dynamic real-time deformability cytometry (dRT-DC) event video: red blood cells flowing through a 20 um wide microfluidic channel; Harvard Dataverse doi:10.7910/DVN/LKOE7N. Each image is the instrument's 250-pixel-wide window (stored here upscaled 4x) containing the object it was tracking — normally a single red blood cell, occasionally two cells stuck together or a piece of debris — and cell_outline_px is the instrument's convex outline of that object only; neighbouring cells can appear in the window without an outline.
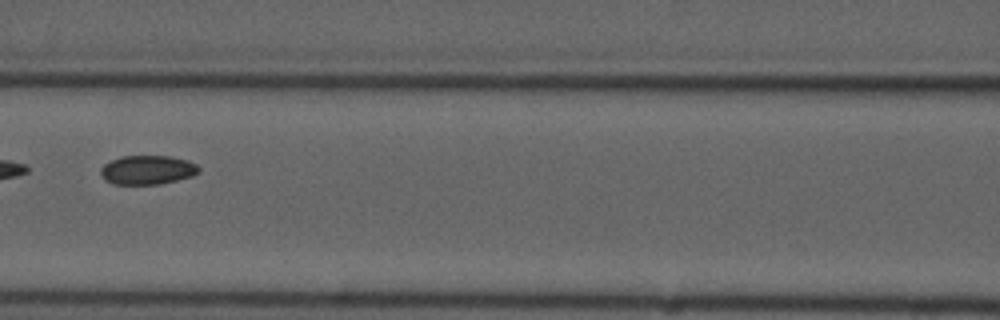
{"species": "common noctule bat (a hibernating species)", "species_latin": "Nyctalus noctula", "temperature_condition": "cold", "stored_images_in_passage": 8, "camera_frame_rate_fps": 3000, "um_per_image_px": 0.085, "animal": {"sex": "male", "forearm_length_mm": 52.5}, "frame": {"image": 1, "passage_image": 6, "time_ms": 6.0, "image_size_px": [1000, 320], "cell_outline_px": [[200, 172], [192, 176], [160, 184], [112, 184], [104, 180], [100, 172], [100, 168], [104, 164], [120, 156], [168, 156], [188, 160], [196, 164], [200, 168]], "centroid_in_image_um": [12.52, 14.44], "position_along_channel_um": 154.1, "area_um2": 16.7}}
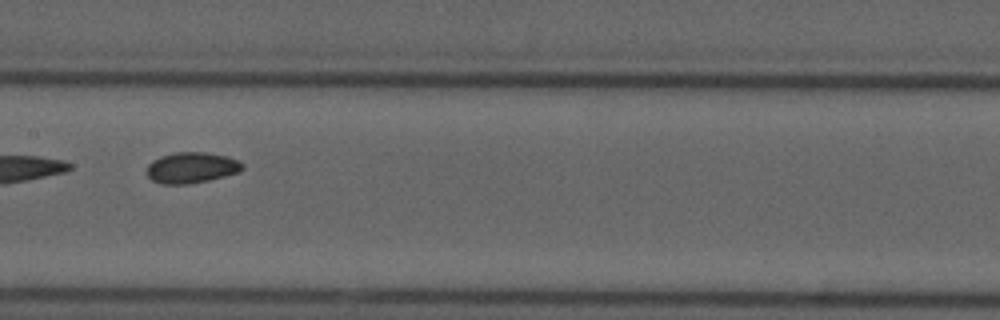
{"frame": {"image": 2, "passage_image": 7, "time_ms": 7.0, "image_size_px": [1000, 320], "cell_outline_px": [[244, 168], [240, 172], [208, 180], [188, 184], [160, 184], [152, 180], [144, 172], [148, 164], [152, 160], [160, 156], [176, 152], [204, 152], [228, 156], [244, 164]], "centroid_in_image_um": [16.25, 14.25], "position_along_channel_um": 191.2, "area_um2": 17.4}}
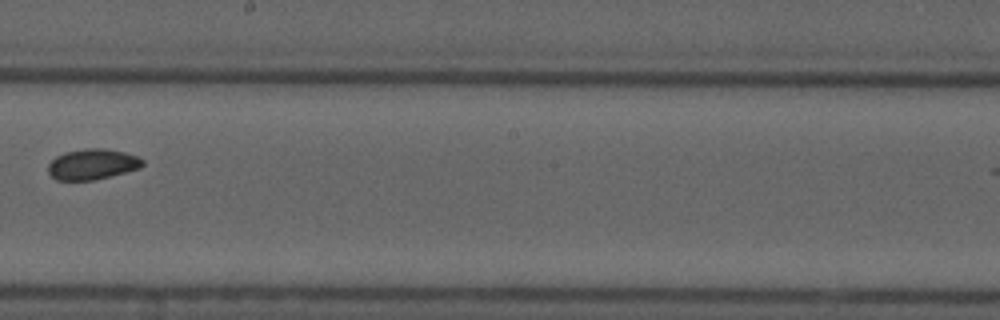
{"frame": {"image": 3, "passage_image": 8, "time_ms": 8.333, "image_size_px": [1000, 320], "cell_outline_px": [[144, 164], [140, 168], [92, 180], [56, 180], [48, 172], [48, 164], [56, 156], [64, 152], [88, 148], [104, 148], [124, 152], [136, 156], [144, 160]], "centroid_in_image_um": [7.83, 13.95], "position_along_channel_um": 240.4, "area_um2": 16.7}}